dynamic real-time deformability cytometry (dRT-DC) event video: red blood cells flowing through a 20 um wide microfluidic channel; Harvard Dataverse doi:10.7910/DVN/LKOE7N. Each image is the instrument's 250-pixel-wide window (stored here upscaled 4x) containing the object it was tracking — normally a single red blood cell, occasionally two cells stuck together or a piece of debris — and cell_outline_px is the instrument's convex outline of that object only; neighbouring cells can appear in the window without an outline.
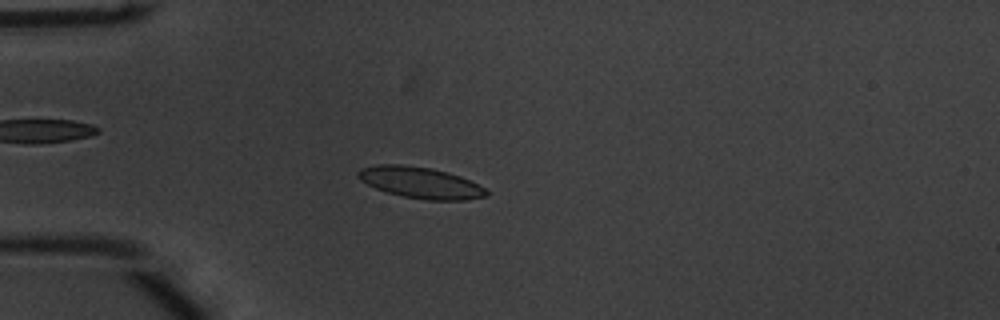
{"species": "common noctule bat (a hibernating species)", "species_latin": "Nyctalus noctula", "temperature_condition": "warm", "stored_images_in_passage": 54, "camera_frame_rate_fps": 3000, "um_per_image_px": 0.085, "animal": {"sex": "male", "body_mass_g": 20.1, "forearm_length_mm": 53.5}, "frame": {"image": 1, "passage_image": 15, "time_ms": 4.667, "image_size_px": [1000, 320], "cell_outline_px": [[488, 196], [464, 200], [428, 200], [404, 196], [388, 192], [376, 188], [360, 180], [356, 176], [356, 172], [360, 168], [376, 164], [400, 164], [432, 168], [448, 172], [460, 176], [484, 188], [488, 192]], "centroid_in_image_um": [35.7, 15.51], "position_along_channel_um": 49.3, "area_um2": 23.29}}
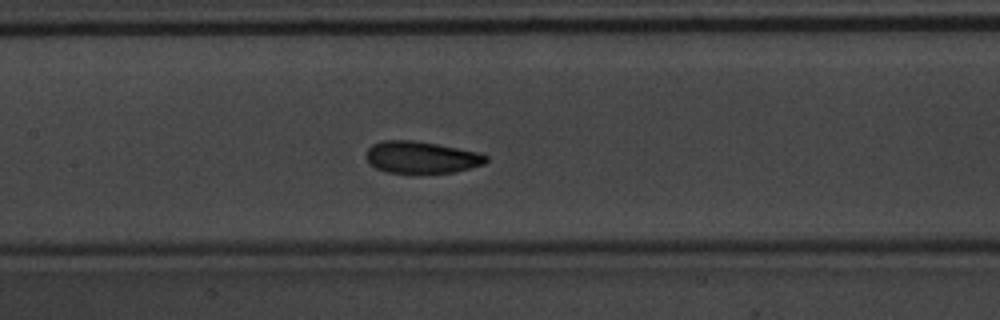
{"frame": {"image": 2, "passage_image": 26, "time_ms": 8.333, "image_size_px": [1000, 320], "cell_outline_px": [[488, 160], [484, 164], [452, 172], [416, 176], [412, 176], [388, 172], [376, 168], [364, 156], [368, 148], [372, 144], [384, 140], [412, 140], [436, 144], [476, 152], [488, 156]], "centroid_in_image_um": [35.77, 13.41], "position_along_channel_um": 171.6, "area_um2": 22.83}}
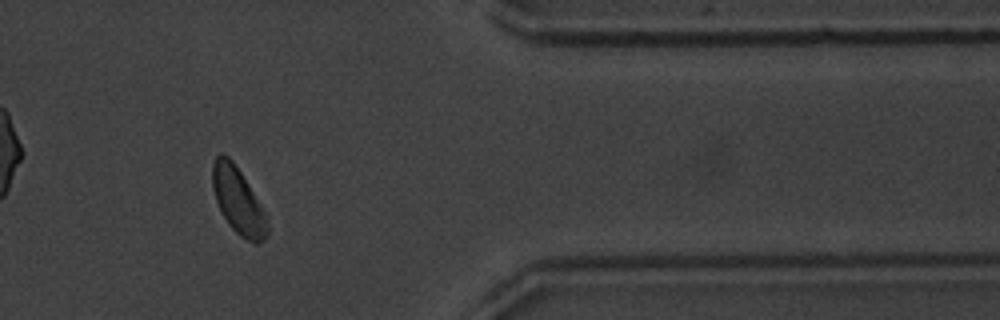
{"frame": {"image": 3, "passage_image": 45, "time_ms": 14.667, "image_size_px": [1000, 320], "cell_outline_px": [[268, 232], [264, 240], [256, 244], [240, 236], [228, 224], [216, 200], [212, 188], [212, 164], [216, 156], [220, 152], [224, 152], [232, 160], [240, 172], [268, 216]], "centroid_in_image_um": [20.24, 17.06], "position_along_channel_um": 391.2, "area_um2": 21.15}, "authors_computed_cell_mechanics": {"area_um2": 21.9351, "velocity_mm_per_s": 3.7673, "shape_relaxation_time_tau1_ms": 1.8002, "shape_relaxation_time_tau2_ms": 1.1886, "deformation_change_tau1": 0.086, "deformation_change_tau2": 0.0608}}